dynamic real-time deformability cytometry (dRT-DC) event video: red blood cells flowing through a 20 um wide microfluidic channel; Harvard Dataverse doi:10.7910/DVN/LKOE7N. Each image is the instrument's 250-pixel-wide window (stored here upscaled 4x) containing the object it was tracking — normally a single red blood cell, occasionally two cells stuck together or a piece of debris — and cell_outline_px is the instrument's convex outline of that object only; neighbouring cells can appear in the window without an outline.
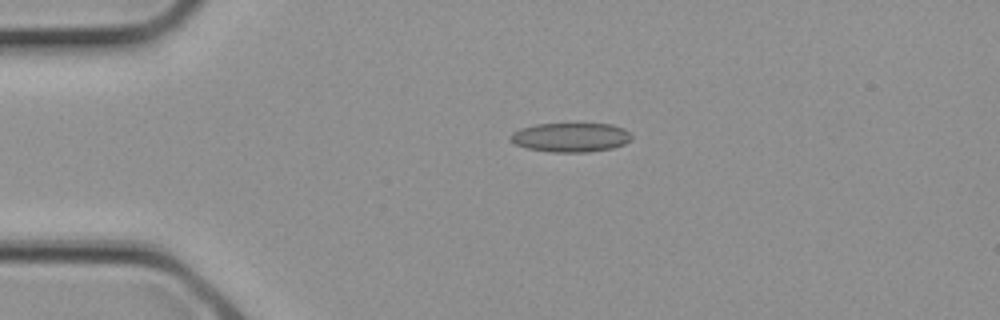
{"species": "common noctule bat (a hibernating species)", "species_latin": "Nyctalus noctula", "temperature_condition": "cold", "stored_images_in_passage": 3, "camera_frame_rate_fps": 3000, "um_per_image_px": 0.085, "animal": {"sex": "female", "body_mass_g": 21.9}, "frame": {"image": 1, "passage_image": 2, "time_ms": 0.333, "image_size_px": [1000, 320], "cell_outline_px": [[632, 140], [624, 144], [612, 148], [588, 152], [548, 152], [528, 148], [516, 144], [508, 136], [512, 132], [520, 128], [536, 124], [612, 124], [624, 128], [632, 132]], "centroid_in_image_um": [48.54, 11.67], "position_along_channel_um": 36.5, "area_um2": 20.75}}
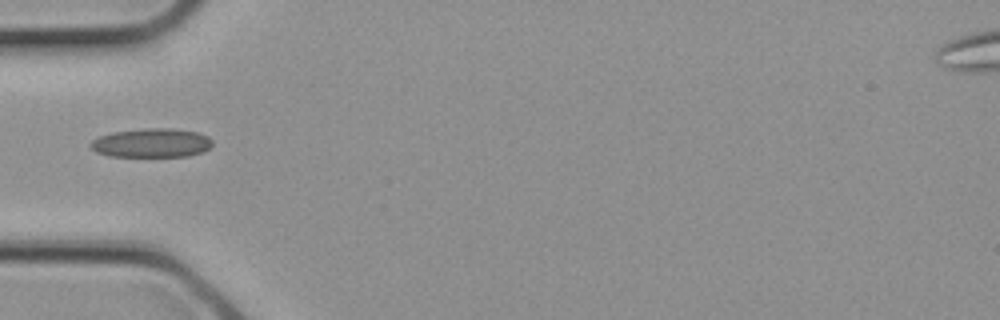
{"frame": {"image": 2, "passage_image": 3, "time_ms": 0.667, "image_size_px": [1000, 320], "cell_outline_px": [[212, 144], [204, 152], [188, 156], [108, 156], [96, 152], [88, 144], [92, 140], [100, 136], [112, 132], [144, 128], [172, 128], [196, 132], [208, 136], [212, 140]], "centroid_in_image_um": [12.88, 12.14], "position_along_channel_um": 72.1, "area_um2": 20.63}}